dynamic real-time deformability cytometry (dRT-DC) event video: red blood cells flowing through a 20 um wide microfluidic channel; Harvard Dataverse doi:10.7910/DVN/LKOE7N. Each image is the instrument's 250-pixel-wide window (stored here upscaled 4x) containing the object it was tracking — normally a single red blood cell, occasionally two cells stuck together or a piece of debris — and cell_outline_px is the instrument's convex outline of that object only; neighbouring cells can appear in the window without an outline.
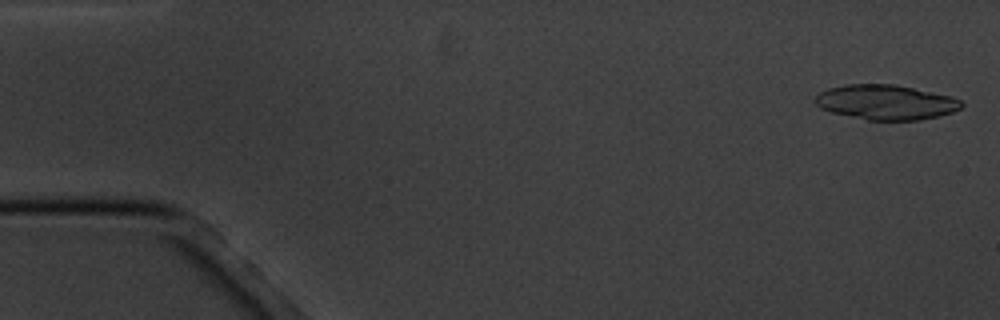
{"species": "common noctule bat (a hibernating species)", "species_latin": "Nyctalus noctula", "temperature_condition": "cold", "stored_images_in_passage": 5, "camera_frame_rate_fps": 3000, "um_per_image_px": 0.085, "animal": {"sex": "male", "body_mass_g": 20.1, "forearm_length_mm": 53.5}, "frame": {"image": 1, "passage_image": 1, "time_ms": 0.0, "image_size_px": [1000, 320], "cell_outline_px": [[964, 104], [960, 108], [952, 112], [940, 116], [920, 120], [868, 120], [832, 112], [820, 108], [816, 104], [816, 96], [820, 92], [828, 88], [848, 84], [892, 84], [952, 96], [960, 100]], "centroid_in_image_um": [75.31, 8.69], "position_along_channel_um": 9.7, "area_um2": 29.54}}